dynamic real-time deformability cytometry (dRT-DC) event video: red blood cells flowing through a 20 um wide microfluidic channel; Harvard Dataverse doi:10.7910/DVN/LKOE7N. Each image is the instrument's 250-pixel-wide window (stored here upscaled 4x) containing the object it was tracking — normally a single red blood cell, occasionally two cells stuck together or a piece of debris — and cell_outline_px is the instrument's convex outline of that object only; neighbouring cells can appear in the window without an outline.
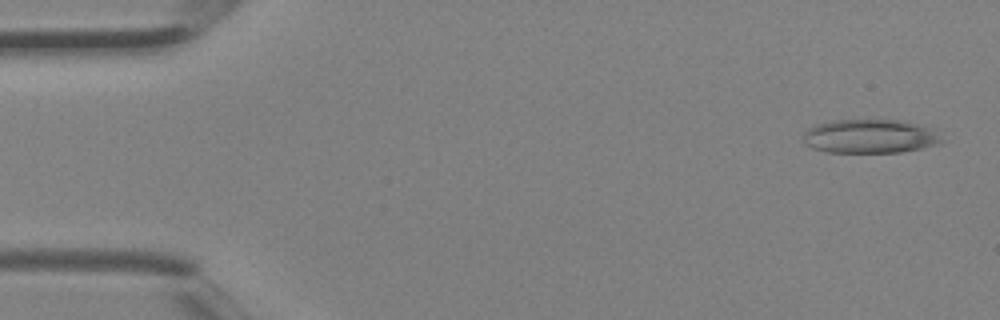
{"species": "Egyptian fruit bat (a non-hibernating species)", "species_latin": "Rousettus aegyptiacus", "temperature_condition": "room temperature", "stored_images_in_passage": 4, "camera_frame_rate_fps": 3000, "um_per_image_px": 0.085, "animal": {"sex": "female"}, "frame": {"image": 1, "passage_image": 1, "time_ms": 0.0, "image_size_px": [1000, 320], "cell_outline_px": [[940, 144], [900, 152], [828, 152], [812, 148], [804, 144], [804, 136], [808, 128], [816, 124], [832, 120], [896, 120], [912, 124], [924, 128], [940, 140]], "centroid_in_image_um": [73.79, 11.6], "position_along_channel_um": 11.2, "area_um2": 26.41}}